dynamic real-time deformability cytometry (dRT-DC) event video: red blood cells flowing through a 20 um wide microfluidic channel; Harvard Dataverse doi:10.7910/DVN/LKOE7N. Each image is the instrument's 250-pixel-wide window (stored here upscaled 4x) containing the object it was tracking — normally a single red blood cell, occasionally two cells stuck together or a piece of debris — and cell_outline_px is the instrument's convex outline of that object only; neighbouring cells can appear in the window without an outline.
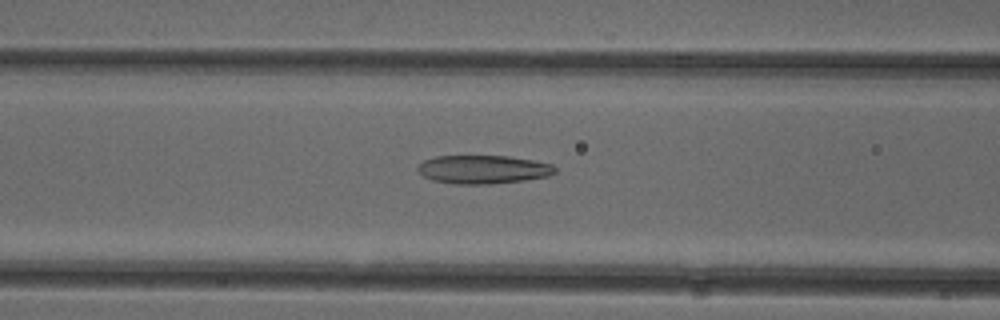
{"species": "common noctule bat (a hibernating species)", "species_latin": "Nyctalus noctula", "temperature_condition": "cold", "stored_images_in_passage": 52, "camera_frame_rate_fps": 3000, "um_per_image_px": 0.085, "animal": {"sex": "female"}, "frame": {"image": 1, "passage_image": 21, "time_ms": 6.667, "image_size_px": [1000, 320], "cell_outline_px": [[556, 172], [548, 176], [524, 180], [488, 184], [456, 184], [432, 180], [424, 176], [416, 168], [424, 160], [436, 156], [508, 156], [532, 160], [552, 164], [556, 168]], "centroid_in_image_um": [41.07, 14.4], "position_along_channel_um": 125.5, "area_um2": 22.66}}
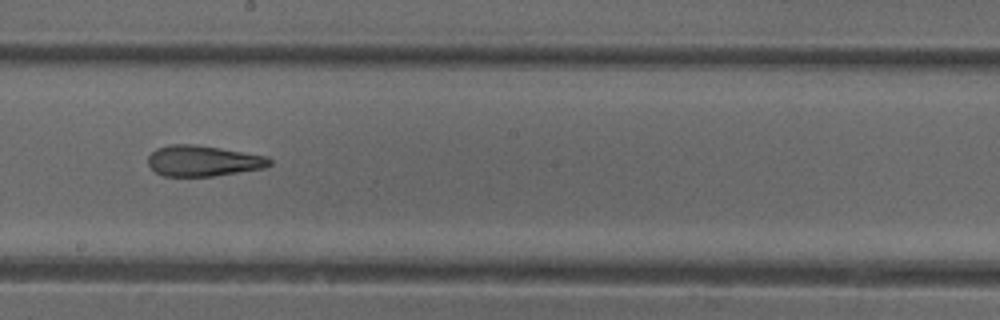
{"frame": {"image": 2, "passage_image": 29, "time_ms": 9.333, "image_size_px": [1000, 320], "cell_outline_px": [[272, 164], [264, 168], [212, 176], [164, 176], [156, 172], [148, 164], [148, 156], [156, 148], [168, 144], [196, 144], [268, 156], [272, 160]], "centroid_in_image_um": [17.27, 13.66], "position_along_channel_um": 230.9, "area_um2": 21.85}}
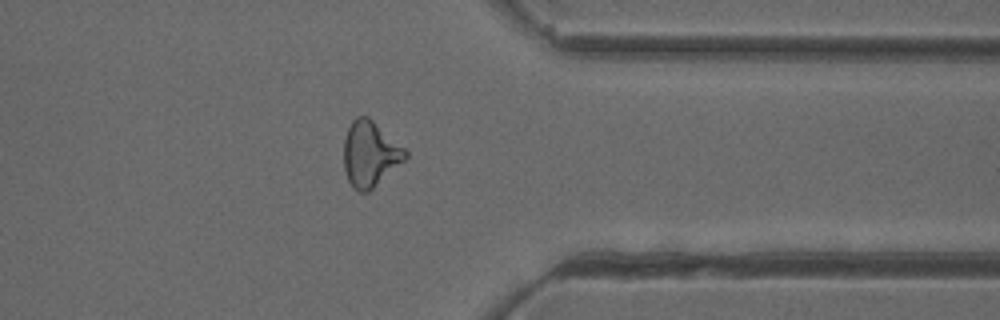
{"frame": {"image": 3, "passage_image": 41, "time_ms": 13.333, "image_size_px": [1000, 320], "cell_outline_px": [[408, 156], [404, 160], [368, 192], [360, 192], [352, 188], [348, 180], [344, 168], [344, 140], [348, 128], [352, 120], [356, 116], [368, 116], [404, 148], [408, 152]], "centroid_in_image_um": [31.43, 13.08], "position_along_channel_um": 380.0, "area_um2": 23.18}, "authors_computed_cell_mechanics": {"area_um2": 23.9003, "velocity_mm_per_s": 3.9469, "shape_relaxation_time_tau1_ms": 11.0153, "shape_relaxation_time_tau2_ms": 2.768, "deformation_change_tau1": 0.2656, "deformation_change_tau2": 0.117}}